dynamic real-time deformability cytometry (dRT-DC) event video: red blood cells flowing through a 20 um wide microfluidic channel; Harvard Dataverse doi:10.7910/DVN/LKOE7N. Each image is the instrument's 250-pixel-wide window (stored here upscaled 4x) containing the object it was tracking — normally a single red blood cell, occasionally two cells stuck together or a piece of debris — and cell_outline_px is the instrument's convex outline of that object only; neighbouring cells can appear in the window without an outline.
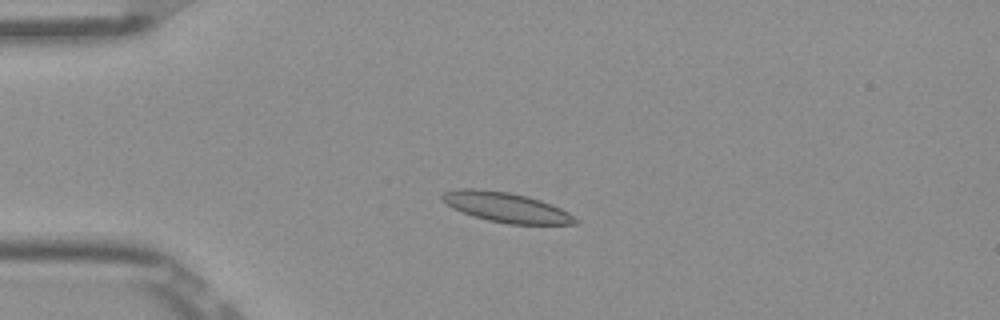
{"species": "Egyptian fruit bat (a non-hibernating species)", "species_latin": "Rousettus aegyptiacus", "temperature_condition": "room temperature", "stored_images_in_passage": 53, "camera_frame_rate_fps": 3000, "um_per_image_px": 0.085, "frame": {"image": 1, "passage_image": 13, "time_ms": 4.0, "image_size_px": [1000, 320], "cell_outline_px": [[580, 220], [576, 224], [508, 224], [488, 220], [452, 208], [440, 200], [440, 196], [444, 192], [460, 188], [476, 188], [508, 192], [528, 196], [540, 200], [560, 208], [568, 212]], "centroid_in_image_um": [43.02, 17.61], "position_along_channel_um": 42.0, "area_um2": 23.12}}
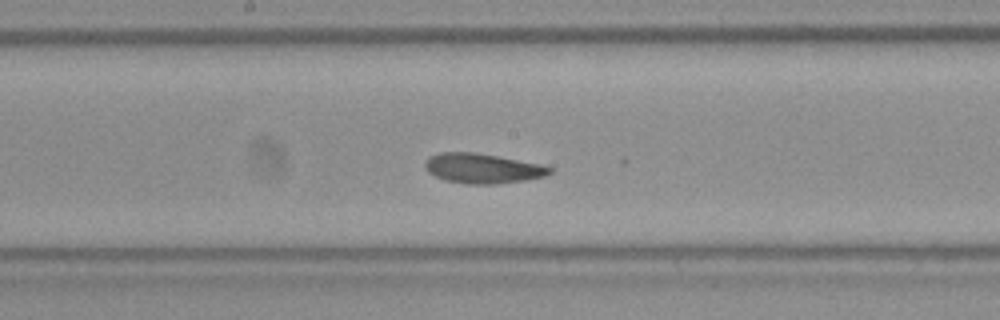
{"frame": {"image": 2, "passage_image": 28, "time_ms": 9.0, "image_size_px": [1000, 320], "cell_outline_px": [[552, 172], [544, 176], [524, 180], [496, 184], [468, 184], [444, 180], [428, 172], [424, 168], [424, 164], [428, 156], [440, 152], [476, 152], [540, 164], [552, 168]], "centroid_in_image_um": [40.97, 14.31], "position_along_channel_um": 207.2, "area_um2": 21.68}}
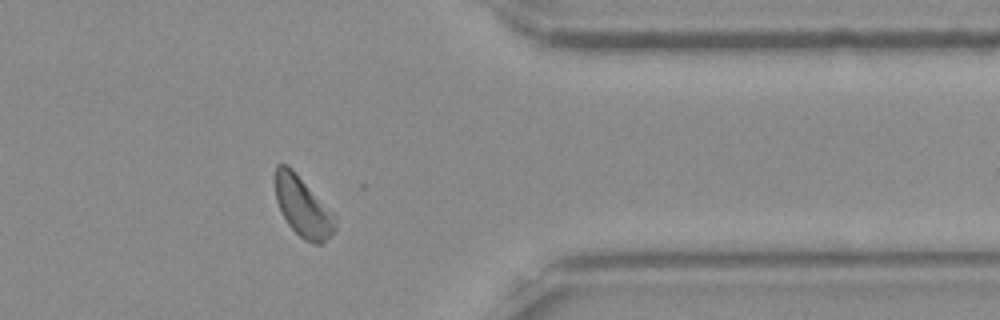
{"frame": {"image": 3, "passage_image": 43, "time_ms": 14.0, "image_size_px": [1000, 320], "cell_outline_px": [[336, 228], [324, 244], [316, 244], [304, 240], [288, 224], [276, 200], [276, 164], [288, 164], [292, 168], [336, 216]], "centroid_in_image_um": [25.76, 17.59], "position_along_channel_um": 385.6, "area_um2": 20.69}, "authors_computed_cell_mechanics": {"area_um2": 21.5594, "velocity_mm_per_s": 3.8614, "shape_relaxation_time_tau1_ms": null, "shape_relaxation_time_tau2_ms": 2.7003, "deformation_change_tau1": null, "deformation_change_tau2": 0.0908}}